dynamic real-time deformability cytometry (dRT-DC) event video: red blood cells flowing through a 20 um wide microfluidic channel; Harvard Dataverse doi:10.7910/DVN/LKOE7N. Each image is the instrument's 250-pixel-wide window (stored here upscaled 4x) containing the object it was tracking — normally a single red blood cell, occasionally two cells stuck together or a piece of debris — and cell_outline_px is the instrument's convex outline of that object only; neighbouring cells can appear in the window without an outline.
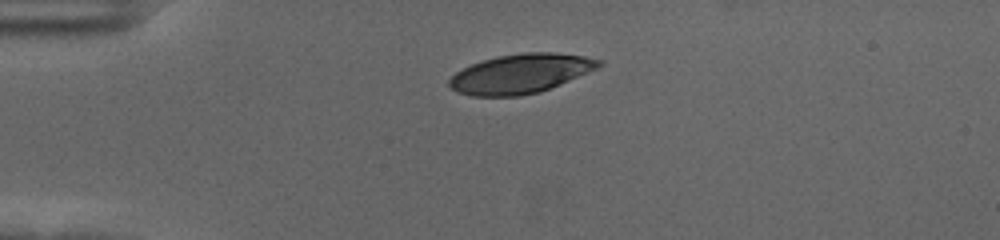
{"species": "human", "species_latin": "Homo sapiens", "temperature_condition": "cold", "stored_images_in_passage": 44, "camera_frame_rate_fps": 3000, "um_per_image_px": 0.085, "donor": {"sex": "female"}, "frame": {"image": 1, "passage_image": 1, "time_ms": 0.0, "image_size_px": [1000, 240], "cell_outline_px": [[604, 64], [596, 68], [560, 84], [540, 92], [520, 96], [472, 96], [456, 92], [448, 84], [448, 80], [456, 72], [472, 64], [496, 56], [524, 52], [556, 52], [584, 56], [604, 60]], "centroid_in_image_um": [44.25, 6.25], "position_along_channel_um": 40.7, "area_um2": 34.22}}
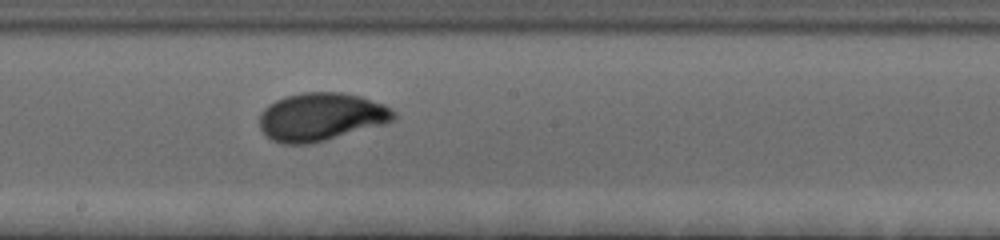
{"frame": {"image": 2, "passage_image": 19, "time_ms": 6.0, "image_size_px": [1000, 240], "cell_outline_px": [[396, 120], [384, 124], [324, 140], [308, 144], [284, 144], [272, 140], [260, 128], [260, 112], [268, 104], [284, 96], [304, 92], [340, 92], [360, 96], [384, 104], [396, 112]], "centroid_in_image_um": [27.29, 9.92], "position_along_channel_um": 220.9, "area_um2": 37.51}}
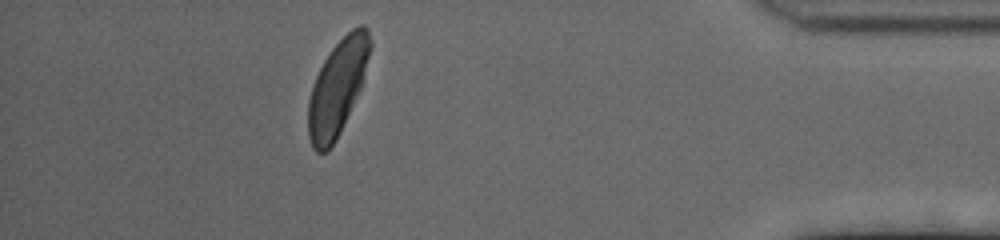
{"frame": {"image": 3, "passage_image": 38, "time_ms": 12.333, "image_size_px": [1000, 240], "cell_outline_px": [[372, 44], [360, 88], [340, 132], [336, 140], [324, 152], [316, 152], [312, 148], [308, 136], [308, 100], [312, 84], [324, 60], [332, 48], [352, 28], [360, 24], [364, 24], [368, 28], [372, 40]], "centroid_in_image_um": [28.67, 7.41], "position_along_channel_um": 406.5, "area_um2": 33.99}, "authors_computed_cell_mechanics": {"area_um2": 35.4314, "velocity_mm_per_s": 3.5895, "shape_relaxation_time_tau1_ms": 2.6662, "shape_relaxation_time_tau2_ms": null, "deformation_change_tau1": 0.1659, "deformation_change_tau2": null}}